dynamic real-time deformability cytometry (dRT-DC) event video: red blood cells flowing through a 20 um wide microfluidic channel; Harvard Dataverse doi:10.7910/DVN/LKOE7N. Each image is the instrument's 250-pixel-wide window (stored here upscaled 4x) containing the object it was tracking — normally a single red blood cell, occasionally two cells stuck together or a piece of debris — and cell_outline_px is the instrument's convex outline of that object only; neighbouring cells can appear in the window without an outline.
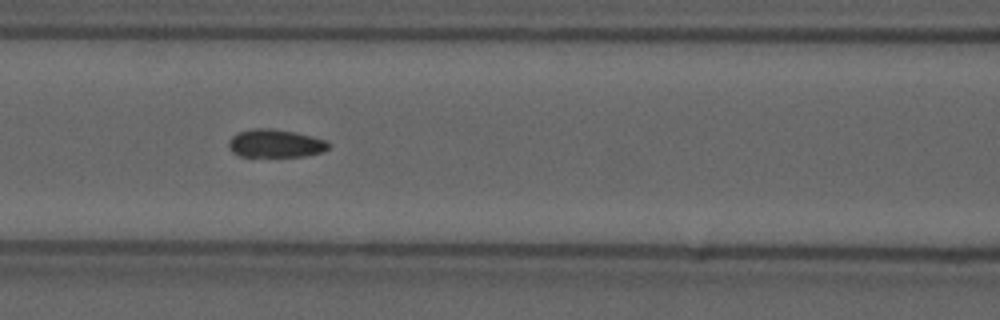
{"species": "common noctule bat (a hibernating species)", "species_latin": "Nyctalus noctula", "temperature_condition": "cold", "stored_images_in_passage": 37, "camera_frame_rate_fps": 3000, "um_per_image_px": 0.085, "animal": {"sex": "male", "forearm_length_mm": 52.5}, "frame": {"image": 1, "passage_image": 11, "time_ms": 3.333, "image_size_px": [1000, 320], "cell_outline_px": [[328, 148], [320, 152], [304, 156], [240, 156], [232, 152], [228, 144], [228, 140], [232, 136], [240, 132], [252, 128], [272, 128], [296, 132], [324, 140], [328, 144]], "centroid_in_image_um": [23.35, 12.18], "position_along_channel_um": 143.2, "area_um2": 16.13}, "authors_computed_cell_mechanics": {"area_um2": 16.473, "velocity_mm_per_s": 3.694, "shape_relaxation_time_tau1_ms": null, "shape_relaxation_time_tau2_ms": 1.3154, "deformation_change_tau1": null, "deformation_change_tau2": 0.0547}}